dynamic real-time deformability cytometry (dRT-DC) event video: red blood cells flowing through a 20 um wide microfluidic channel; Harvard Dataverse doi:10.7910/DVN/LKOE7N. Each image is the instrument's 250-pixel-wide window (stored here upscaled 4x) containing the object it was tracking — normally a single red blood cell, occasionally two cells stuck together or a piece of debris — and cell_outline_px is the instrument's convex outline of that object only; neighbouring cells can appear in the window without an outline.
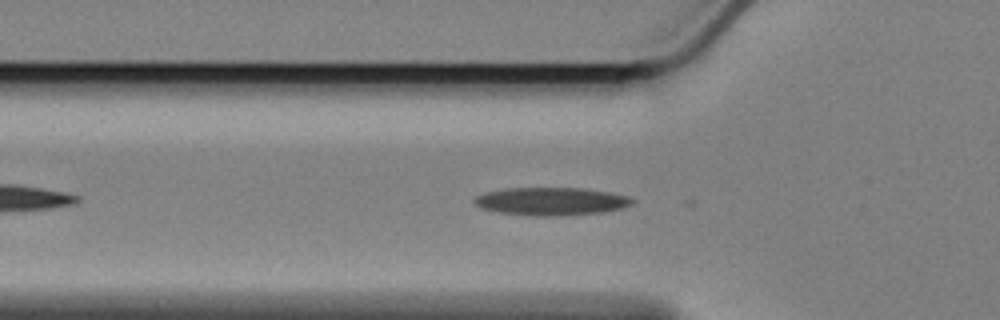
{"species": "Egyptian fruit bat (a non-hibernating species)", "species_latin": "Rousettus aegyptiacus", "temperature_condition": "cold", "stored_images_in_passage": 27, "camera_frame_rate_fps": 3000, "um_per_image_px": 0.085, "animal": {"sex": "female"}, "frame": {"image": 1, "passage_image": 4, "time_ms": 1.0, "image_size_px": [1000, 320], "cell_outline_px": [[636, 200], [632, 204], [620, 208], [604, 212], [568, 216], [532, 216], [496, 212], [480, 208], [472, 200], [476, 196], [484, 192], [508, 188], [580, 188], [608, 192], [628, 196]], "centroid_in_image_um": [46.83, 17.12], "position_along_channel_um": 79.0, "area_um2": 25.95}}
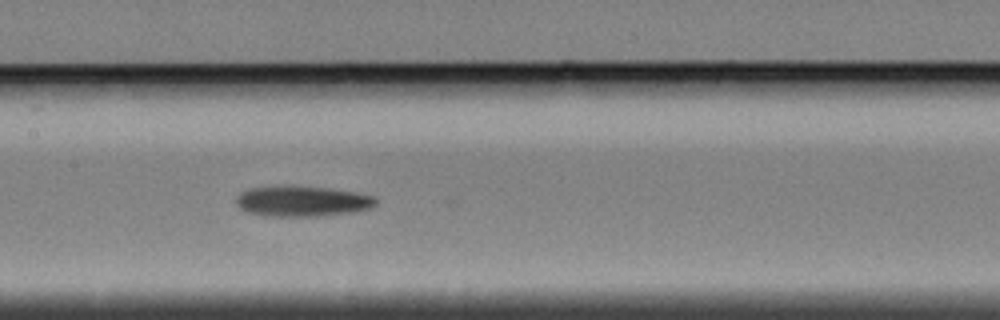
{"frame": {"image": 2, "passage_image": 13, "time_ms": 4.0, "image_size_px": [1000, 320], "cell_outline_px": [[376, 204], [372, 208], [356, 212], [316, 216], [264, 216], [248, 212], [240, 208], [236, 204], [236, 200], [240, 192], [248, 188], [288, 184], [324, 188], [356, 192], [372, 196], [376, 200]], "centroid_in_image_um": [25.66, 17.09], "position_along_channel_um": 181.7, "area_um2": 25.2}}
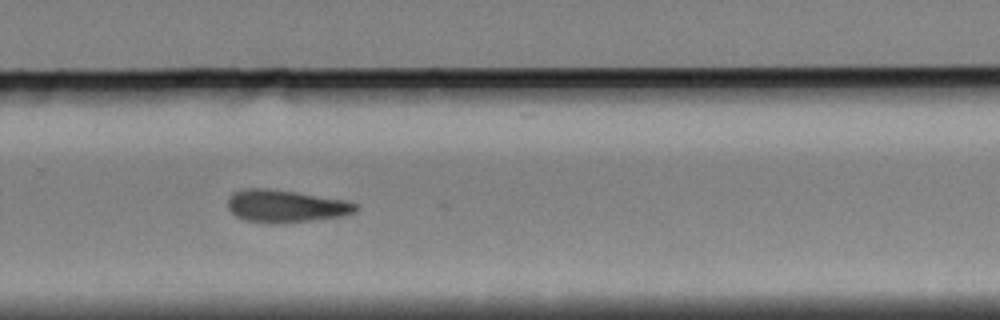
{"frame": {"image": 3, "passage_image": 24, "time_ms": 7.667, "image_size_px": [1000, 320], "cell_outline_px": [[356, 212], [344, 216], [280, 224], [272, 224], [244, 220], [236, 216], [228, 208], [228, 200], [236, 192], [248, 188], [268, 188], [344, 200], [356, 204]], "centroid_in_image_um": [24.28, 17.54], "position_along_channel_um": 305.5, "area_um2": 23.99}}